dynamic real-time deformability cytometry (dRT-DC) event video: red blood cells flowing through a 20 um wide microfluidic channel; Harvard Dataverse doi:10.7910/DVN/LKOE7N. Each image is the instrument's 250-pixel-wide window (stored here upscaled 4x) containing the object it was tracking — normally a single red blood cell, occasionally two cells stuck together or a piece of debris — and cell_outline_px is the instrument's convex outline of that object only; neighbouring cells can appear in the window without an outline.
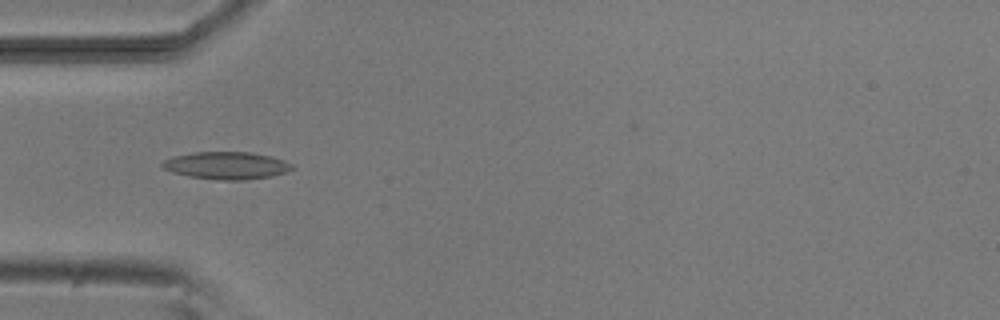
{"species": "common noctule bat (a hibernating species)", "species_latin": "Nyctalus noctula", "temperature_condition": "room temperature", "stored_images_in_passage": 5, "camera_frame_rate_fps": 3000, "um_per_image_px": 0.085, "animal": {"sex": "male", "body_mass_g": 20.5, "forearm_length_mm": 52.5}, "frame": {"image": 1, "passage_image": 5, "time_ms": 4.333, "image_size_px": [1000, 320], "cell_outline_px": [[296, 168], [272, 176], [244, 180], [220, 180], [188, 176], [172, 172], [164, 168], [160, 164], [164, 160], [172, 156], [196, 152], [252, 152], [272, 156], [284, 160], [292, 164]], "centroid_in_image_um": [19.27, 14.06], "position_along_channel_um": 65.7, "area_um2": 20.81}}